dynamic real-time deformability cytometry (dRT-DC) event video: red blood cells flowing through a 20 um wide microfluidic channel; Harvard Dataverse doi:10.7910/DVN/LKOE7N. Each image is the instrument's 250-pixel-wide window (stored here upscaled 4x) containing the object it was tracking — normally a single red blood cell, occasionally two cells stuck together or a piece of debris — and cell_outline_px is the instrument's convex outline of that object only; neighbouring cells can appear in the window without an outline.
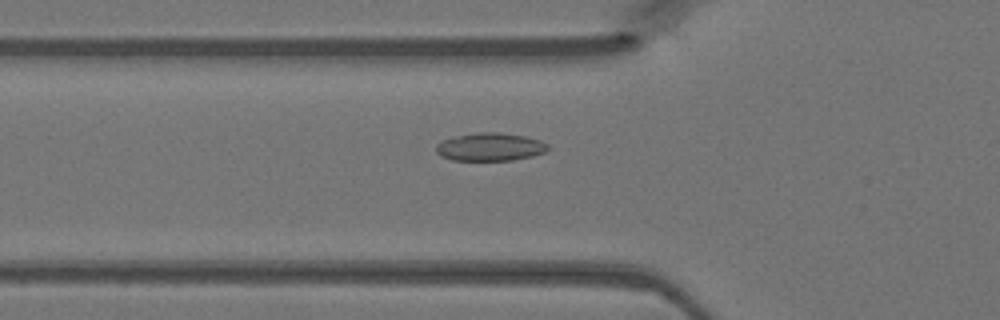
{"species": "Egyptian fruit bat (a non-hibernating species)", "species_latin": "Rousettus aegyptiacus", "temperature_condition": "warm", "stored_images_in_passage": 37, "camera_frame_rate_fps": 3000, "um_per_image_px": 0.085, "animal": {"sex": "female"}, "frame": {"image": 1, "passage_image": 6, "time_ms": 1.667, "image_size_px": [1000, 320], "cell_outline_px": [[548, 148], [544, 152], [532, 156], [512, 160], [452, 160], [440, 156], [436, 152], [436, 144], [452, 136], [476, 132], [500, 132], [524, 136], [540, 140], [548, 144]], "centroid_in_image_um": [41.63, 12.48], "position_along_channel_um": 84.2, "area_um2": 18.32}}
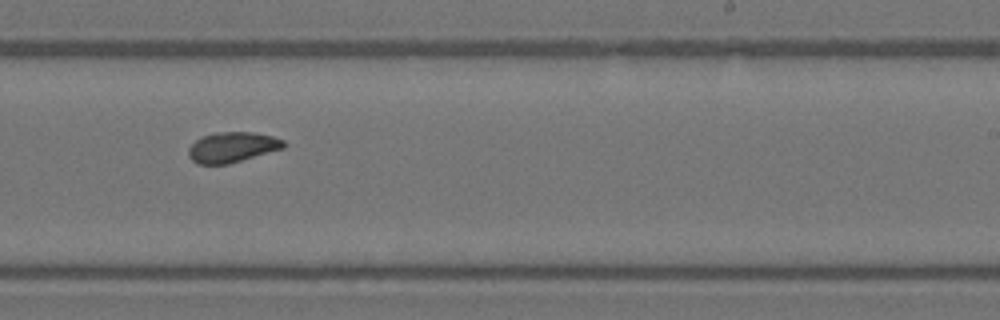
{"frame": {"image": 2, "passage_image": 19, "time_ms": 6.0, "image_size_px": [1000, 320], "cell_outline_px": [[288, 144], [284, 148], [228, 164], [196, 164], [188, 156], [188, 148], [196, 140], [212, 132], [252, 132], [272, 136], [284, 140]], "centroid_in_image_um": [19.74, 12.51], "position_along_channel_um": 269.3, "area_um2": 16.88}}
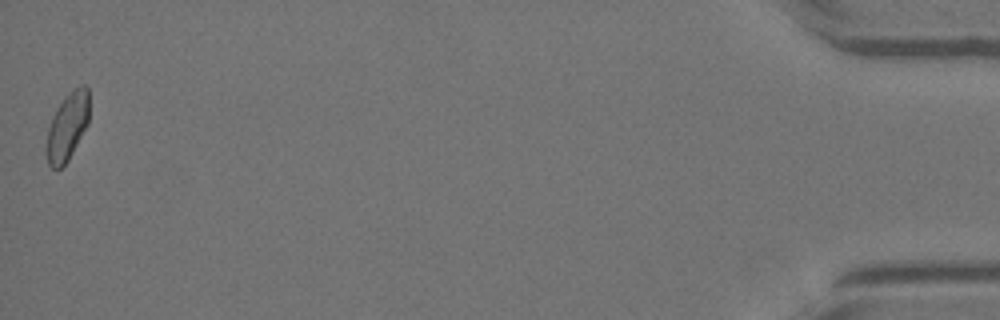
{"frame": {"image": 3, "passage_image": 37, "time_ms": 12.0, "image_size_px": [1000, 320], "cell_outline_px": [[88, 124], [68, 160], [60, 168], [52, 168], [48, 164], [44, 152], [44, 148], [48, 128], [52, 116], [56, 108], [64, 96], [72, 88], [80, 84], [84, 84], [88, 88]], "centroid_in_image_um": [5.69, 10.74], "position_along_channel_um": 429.5, "area_um2": 17.22}}